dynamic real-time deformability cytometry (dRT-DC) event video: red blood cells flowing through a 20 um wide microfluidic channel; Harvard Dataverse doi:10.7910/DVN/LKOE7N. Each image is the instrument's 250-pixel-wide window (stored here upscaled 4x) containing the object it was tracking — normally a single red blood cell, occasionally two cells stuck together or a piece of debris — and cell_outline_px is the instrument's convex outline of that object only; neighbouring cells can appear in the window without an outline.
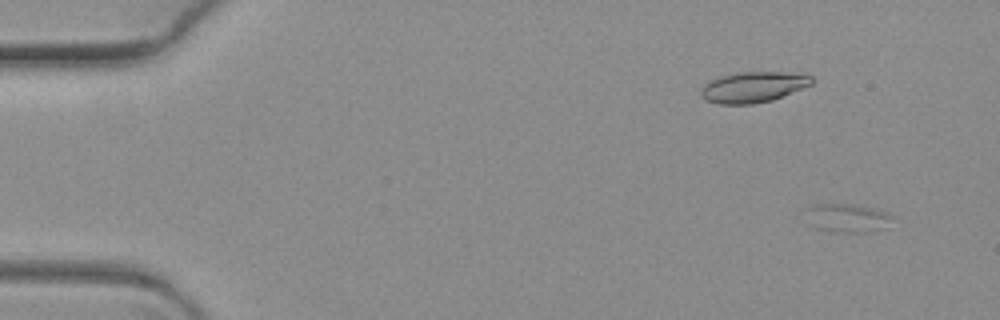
{"species": "common noctule bat (a hibernating species)", "species_latin": "Nyctalus noctula", "temperature_condition": "warm", "stored_images_in_passage": 6, "camera_frame_rate_fps": 3000, "um_per_image_px": 0.085, "animal": {"sex": "female", "body_mass_g": 19.3, "forearm_length_mm": 54.1}, "frame": {"image": 1, "passage_image": 1, "time_ms": 0.0, "image_size_px": [1000, 320], "cell_outline_px": [[896, 216], [888, 228], [872, 232], [832, 232], [812, 228], [804, 224], [804, 208], [816, 204], [852, 204], [872, 208], [888, 212]], "centroid_in_image_um": [71.97, 18.55], "position_along_channel_um": 13.0, "area_um2": 15.43}}